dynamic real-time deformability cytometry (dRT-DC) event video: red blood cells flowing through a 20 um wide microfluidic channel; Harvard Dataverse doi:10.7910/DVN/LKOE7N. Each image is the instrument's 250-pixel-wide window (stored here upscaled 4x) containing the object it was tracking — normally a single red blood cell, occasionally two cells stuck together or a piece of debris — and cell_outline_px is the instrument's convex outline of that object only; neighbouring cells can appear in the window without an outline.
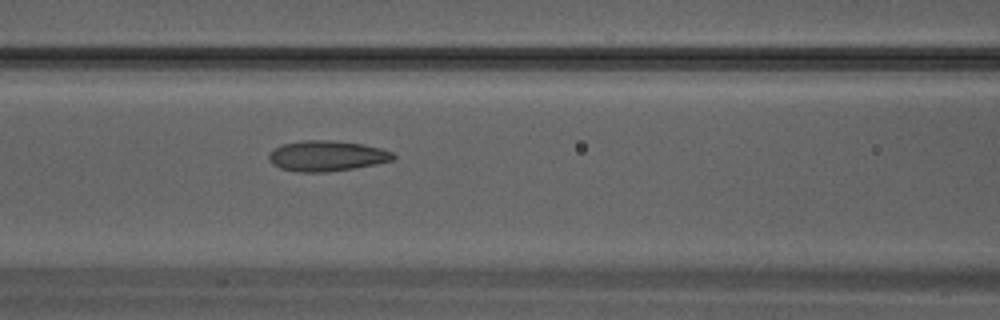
{"species": "Egyptian fruit bat (a non-hibernating species)", "species_latin": "Rousettus aegyptiacus", "temperature_condition": "warm", "stored_images_in_passage": 20, "camera_frame_rate_fps": 3000, "um_per_image_px": 0.085, "animal": {"sex": "male"}, "frame": {"image": 1, "passage_image": 4, "time_ms": 1.0, "image_size_px": [1000, 320], "cell_outline_px": [[396, 156], [392, 160], [352, 168], [328, 172], [296, 172], [280, 168], [272, 164], [268, 160], [268, 156], [280, 144], [300, 140], [332, 140], [364, 144], [380, 148], [392, 152]], "centroid_in_image_um": [27.73, 13.24], "position_along_channel_um": 138.9, "area_um2": 22.08}}
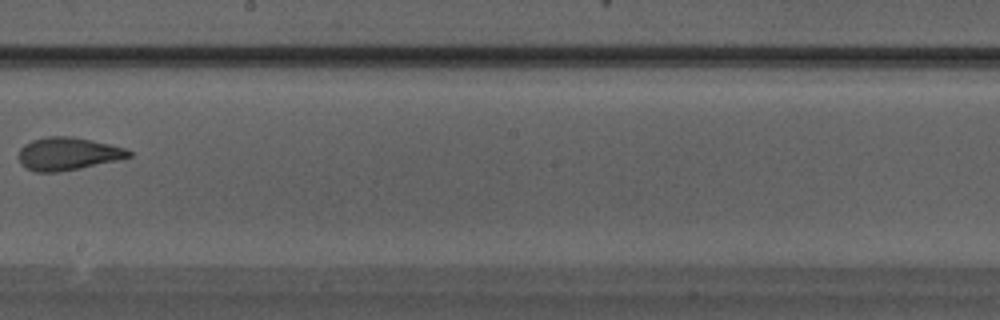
{"frame": {"image": 2, "passage_image": 9, "time_ms": 2.667, "image_size_px": [1000, 320], "cell_outline_px": [[132, 156], [116, 160], [80, 168], [56, 172], [36, 172], [20, 164], [20, 148], [24, 144], [32, 140], [48, 136], [72, 136], [92, 140], [124, 148], [132, 152]], "centroid_in_image_um": [5.75, 13.06], "position_along_channel_um": 242.4, "area_um2": 20.81}}
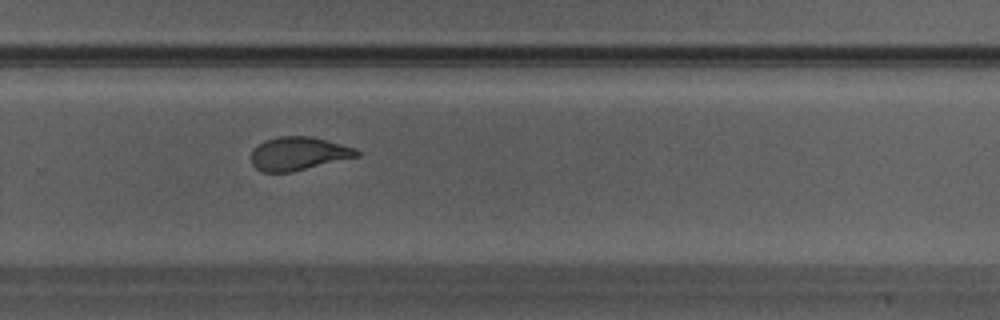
{"frame": {"image": 3, "passage_image": 12, "time_ms": 3.667, "image_size_px": [1000, 320], "cell_outline_px": [[360, 156], [292, 172], [264, 172], [256, 168], [252, 164], [252, 152], [264, 140], [280, 136], [308, 136], [356, 148], [360, 152]], "centroid_in_image_um": [25.38, 13.06], "position_along_channel_um": 304.4, "area_um2": 20.29}}